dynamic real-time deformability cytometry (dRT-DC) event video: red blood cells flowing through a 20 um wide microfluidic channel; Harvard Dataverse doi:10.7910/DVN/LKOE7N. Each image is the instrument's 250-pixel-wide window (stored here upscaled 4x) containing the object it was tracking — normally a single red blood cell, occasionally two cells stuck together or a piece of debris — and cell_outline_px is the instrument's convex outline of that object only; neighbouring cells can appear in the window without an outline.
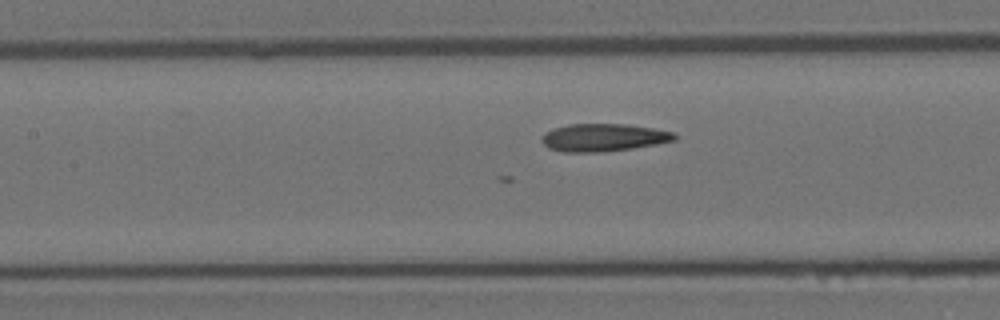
{"species": "Egyptian fruit bat (a non-hibernating species)", "species_latin": "Rousettus aegyptiacus", "temperature_condition": "room temperature", "stored_images_in_passage": 39, "camera_frame_rate_fps": 3000, "um_per_image_px": 0.085, "animal": {"sex": "female"}, "frame": {"image": 1, "passage_image": 18, "time_ms": 5.667, "image_size_px": [1000, 320], "cell_outline_px": [[676, 140], [656, 144], [632, 148], [600, 152], [564, 152], [548, 148], [540, 140], [540, 136], [552, 128], [568, 124], [628, 124], [652, 128], [672, 132], [676, 136]], "centroid_in_image_um": [51.24, 11.68], "position_along_channel_um": 156.2, "area_um2": 21.44}}
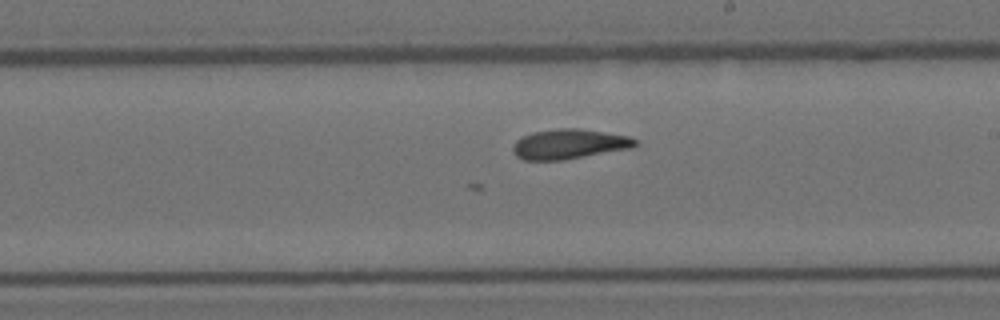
{"frame": {"image": 2, "passage_image": 25, "time_ms": 8.0, "image_size_px": [1000, 320], "cell_outline_px": [[640, 144], [632, 148], [564, 160], [524, 160], [516, 156], [512, 152], [512, 148], [516, 140], [532, 132], [560, 128], [580, 128], [628, 136], [640, 140]], "centroid_in_image_um": [48.41, 12.25], "position_along_channel_um": 240.6, "area_um2": 21.5}}